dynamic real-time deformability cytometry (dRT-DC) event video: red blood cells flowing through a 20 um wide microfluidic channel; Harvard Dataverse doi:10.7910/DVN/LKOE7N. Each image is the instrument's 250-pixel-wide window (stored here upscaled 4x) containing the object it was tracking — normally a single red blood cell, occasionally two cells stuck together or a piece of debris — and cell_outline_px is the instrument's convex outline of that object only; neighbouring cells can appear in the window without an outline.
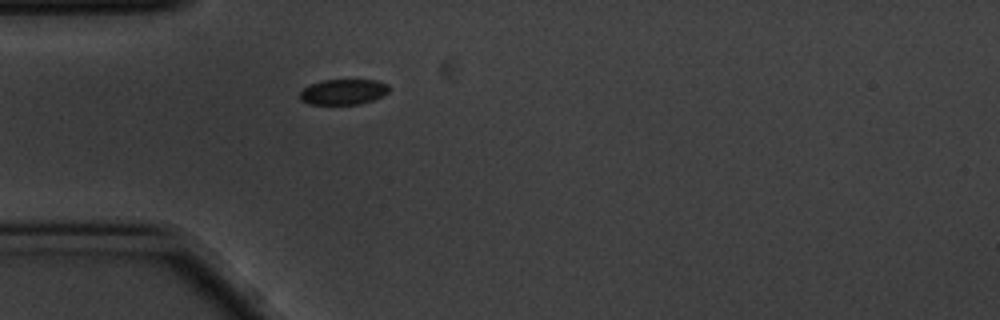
{"species": "common noctule bat (a hibernating species)", "species_latin": "Nyctalus noctula", "temperature_condition": "cold", "stored_images_in_passage": 42, "camera_frame_rate_fps": 3000, "um_per_image_px": 0.085, "animal": {"sex": "male", "body_mass_g": 20.1, "forearm_length_mm": 53.5}, "frame": {"image": 1, "passage_image": 1, "time_ms": 0.0, "image_size_px": [1000, 320], "cell_outline_px": [[388, 92], [372, 100], [360, 104], [308, 104], [300, 100], [300, 92], [304, 88], [320, 80], [376, 80], [388, 84]], "centroid_in_image_um": [29.16, 7.81], "position_along_channel_um": 55.8, "area_um2": 13.12}}
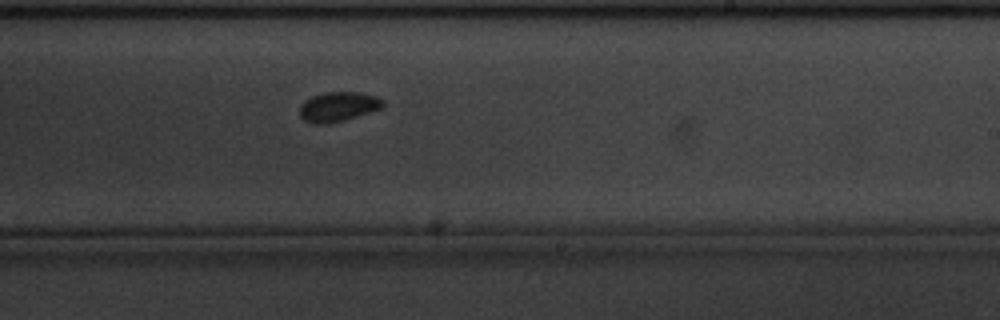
{"frame": {"image": 2, "passage_image": 19, "time_ms": 6.0, "image_size_px": [1000, 320], "cell_outline_px": [[384, 108], [344, 120], [328, 124], [312, 124], [304, 120], [300, 116], [300, 104], [304, 100], [312, 96], [324, 92], [364, 92], [376, 96], [384, 100]], "centroid_in_image_um": [28.76, 9.06], "position_along_channel_um": 260.2, "area_um2": 14.68}}
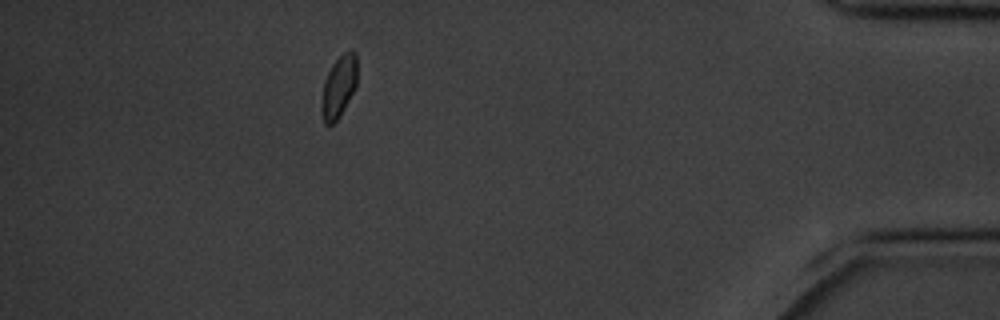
{"frame": {"image": 3, "passage_image": 36, "time_ms": 11.667, "image_size_px": [1000, 320], "cell_outline_px": [[356, 88], [340, 116], [332, 124], [324, 124], [320, 112], [320, 104], [324, 80], [332, 64], [344, 52], [356, 52]], "centroid_in_image_um": [28.76, 7.42], "position_along_channel_um": 406.4, "area_um2": 12.95}}